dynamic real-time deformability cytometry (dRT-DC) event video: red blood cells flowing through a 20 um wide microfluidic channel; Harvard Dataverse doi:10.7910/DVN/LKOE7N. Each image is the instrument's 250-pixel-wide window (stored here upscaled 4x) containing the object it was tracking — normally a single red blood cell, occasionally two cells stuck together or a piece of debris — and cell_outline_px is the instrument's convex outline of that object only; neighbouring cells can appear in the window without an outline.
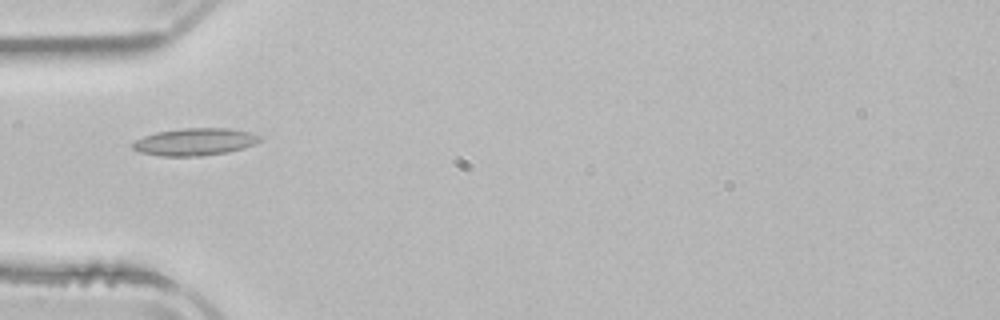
{"species": "common noctule bat (a hibernating species)", "species_latin": "Nyctalus noctula", "temperature_condition": "room temperature", "stored_images_in_passage": 5, "camera_frame_rate_fps": 3000, "um_per_image_px": 0.085, "animal": {"sex": "male", "body_mass_g": 21.5, "forearm_length_mm": 52.0}, "frame": {"image": 1, "passage_image": 5, "time_ms": 5.333, "image_size_px": [1000, 320], "cell_outline_px": [[264, 136], [260, 140], [244, 148], [228, 152], [200, 156], [160, 156], [140, 152], [132, 148], [132, 144], [136, 140], [144, 136], [156, 132], [180, 128], [228, 128], [252, 132]], "centroid_in_image_um": [16.58, 12.05], "position_along_channel_um": 68.4, "area_um2": 20.35}}